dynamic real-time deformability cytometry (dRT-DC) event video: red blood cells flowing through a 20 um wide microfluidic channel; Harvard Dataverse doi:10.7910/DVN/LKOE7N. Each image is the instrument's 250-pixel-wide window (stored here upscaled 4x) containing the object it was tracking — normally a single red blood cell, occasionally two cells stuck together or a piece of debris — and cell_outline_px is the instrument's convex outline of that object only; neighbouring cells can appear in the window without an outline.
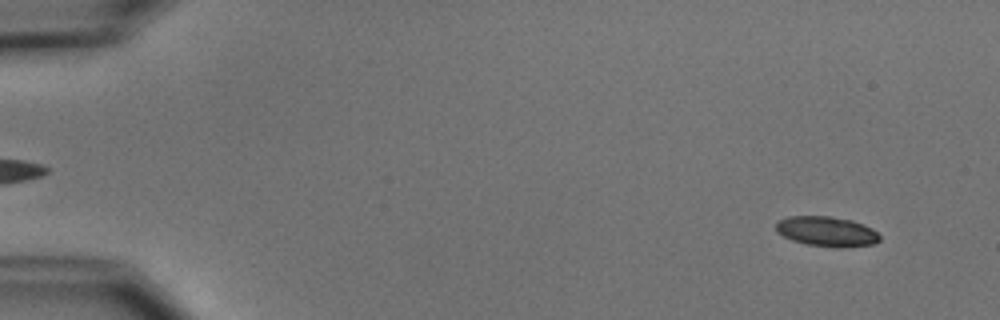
{"species": "common noctule bat (a hibernating species)", "species_latin": "Nyctalus noctula", "temperature_condition": "cold", "stored_images_in_passage": 55, "camera_frame_rate_fps": 3000, "um_per_image_px": 0.085, "animal": {"sex": "male", "body_mass_g": 15.6}, "frame": {"image": 1, "passage_image": 4, "time_ms": 1.0, "image_size_px": [1000, 320], "cell_outline_px": [[880, 240], [872, 244], [840, 248], [836, 248], [808, 244], [792, 240], [776, 232], [776, 220], [788, 216], [828, 216], [852, 220], [864, 224], [872, 228], [880, 236]], "centroid_in_image_um": [70.26, 19.66], "position_along_channel_um": 14.7, "area_um2": 18.21}}
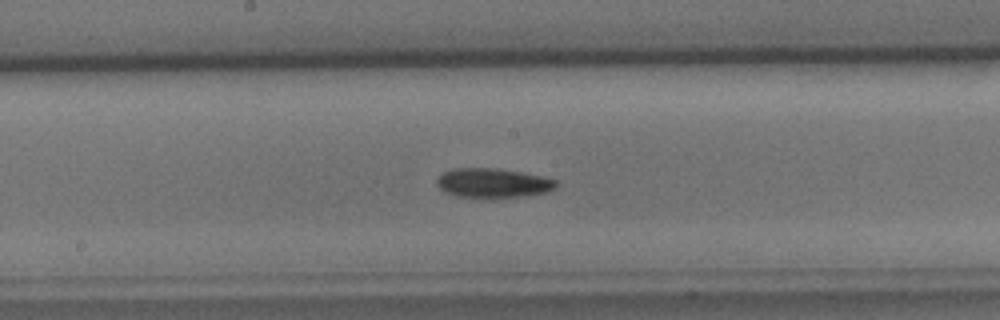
{"frame": {"image": 2, "passage_image": 29, "time_ms": 9.333, "image_size_px": [1000, 320], "cell_outline_px": [[556, 188], [544, 192], [520, 196], [484, 200], [456, 196], [440, 188], [436, 184], [436, 180], [444, 172], [452, 168], [496, 168], [544, 176], [556, 180]], "centroid_in_image_um": [41.87, 15.58], "position_along_channel_um": 206.3, "area_um2": 20.75}}
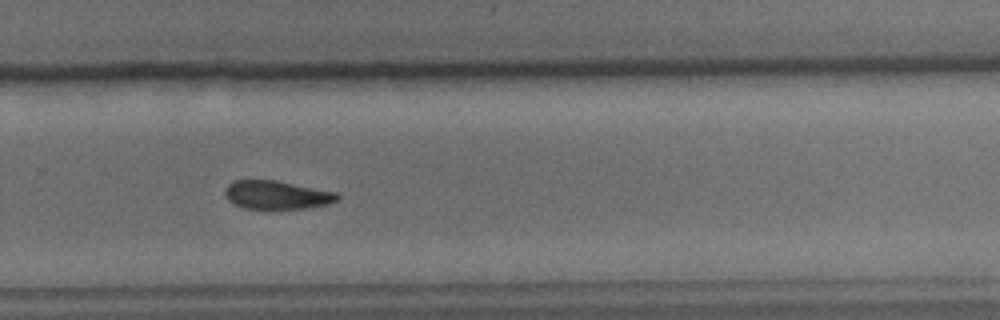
{"frame": {"image": 3, "passage_image": 37, "time_ms": 12.0, "image_size_px": [1000, 320], "cell_outline_px": [[340, 196], [336, 200], [328, 204], [308, 208], [244, 208], [228, 200], [224, 192], [224, 188], [232, 180], [276, 180], [336, 192]], "centroid_in_image_um": [23.5, 16.55], "position_along_channel_um": 306.3, "area_um2": 18.5}, "authors_computed_cell_mechanics": {"area_um2": 19.074, "velocity_mm_per_s": 3.7636, "shape_relaxation_time_tau1_ms": 4.4526, "shape_relaxation_time_tau2_ms": null, "deformation_change_tau1": 0.121, "deformation_change_tau2": null}}